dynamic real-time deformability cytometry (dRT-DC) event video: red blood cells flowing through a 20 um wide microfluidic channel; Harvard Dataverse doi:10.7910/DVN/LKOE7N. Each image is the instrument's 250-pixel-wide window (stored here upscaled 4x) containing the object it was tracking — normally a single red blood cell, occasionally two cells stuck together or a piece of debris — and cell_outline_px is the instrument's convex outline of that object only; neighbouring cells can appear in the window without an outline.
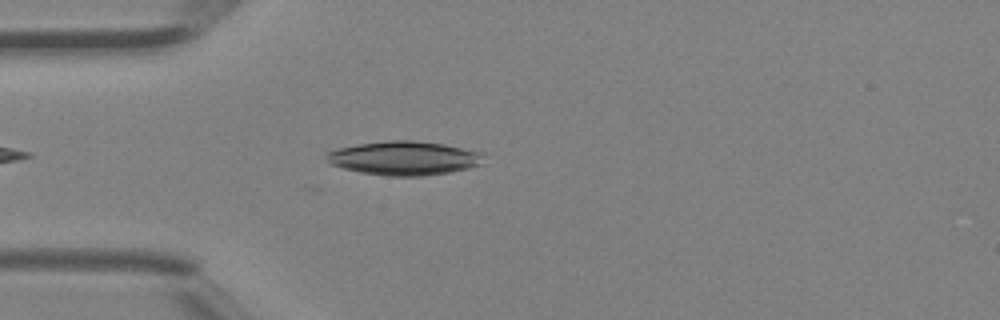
{"species": "Egyptian fruit bat (a non-hibernating species)", "species_latin": "Rousettus aegyptiacus", "temperature_condition": "room temperature", "stored_images_in_passage": 34, "camera_frame_rate_fps": 3000, "um_per_image_px": 0.085, "animal": {"sex": "female"}, "frame": {"image": 1, "passage_image": 4, "time_ms": 1.0, "image_size_px": [1000, 320], "cell_outline_px": [[484, 152], [480, 164], [468, 168], [448, 172], [420, 176], [388, 176], [360, 172], [328, 164], [328, 152], [336, 148], [360, 144], [388, 140], [412, 140], [444, 144]], "centroid_in_image_um": [34.35, 13.43], "position_along_channel_um": 50.7, "area_um2": 30.87}}
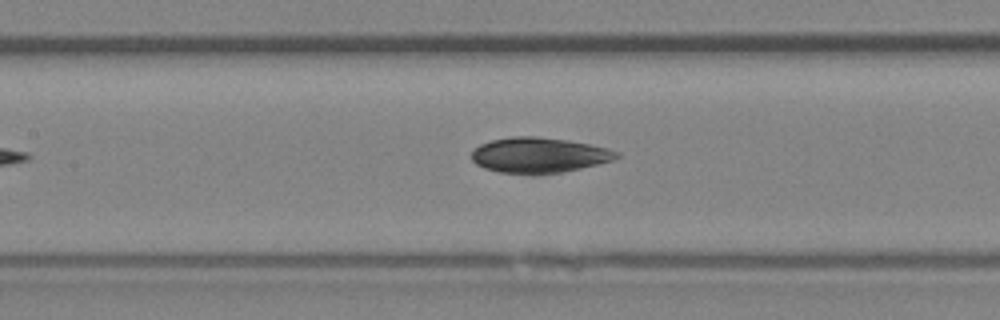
{"frame": {"image": 2, "passage_image": 12, "time_ms": 3.667, "image_size_px": [1000, 320], "cell_outline_px": [[620, 156], [612, 160], [580, 168], [560, 172], [532, 176], [500, 172], [484, 168], [476, 164], [472, 160], [472, 152], [480, 144], [492, 140], [512, 136], [536, 136], [568, 140], [592, 144], [608, 148], [620, 152]], "centroid_in_image_um": [45.81, 13.19], "position_along_channel_um": 161.6, "area_um2": 30.17}}
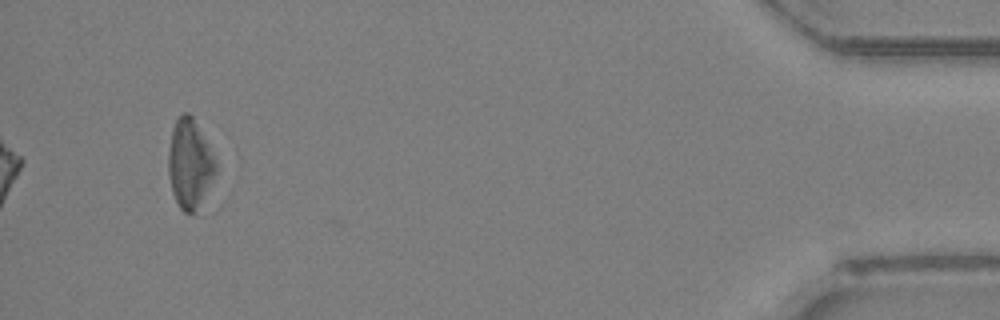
{"frame": {"image": 3, "passage_image": 34, "time_ms": 11.0, "image_size_px": [1000, 320], "cell_outline_px": [[216, 172], [212, 180], [192, 212], [184, 212], [180, 208], [172, 192], [168, 176], [168, 152], [172, 128], [176, 120], [184, 112], [188, 112], [192, 116], [208, 144], [216, 160]], "centroid_in_image_um": [16.09, 13.85], "position_along_channel_um": 419.1, "area_um2": 23.93}, "authors_computed_cell_mechanics": {"area_um2": 29.9115, "velocity_mm_per_s": 4.5548, "shape_relaxation_time_tau1_ms": 3.6097, "shape_relaxation_time_tau2_ms": 2.4111, "deformation_change_tau1": 0.0796, "deformation_change_tau2": 0.0769}}